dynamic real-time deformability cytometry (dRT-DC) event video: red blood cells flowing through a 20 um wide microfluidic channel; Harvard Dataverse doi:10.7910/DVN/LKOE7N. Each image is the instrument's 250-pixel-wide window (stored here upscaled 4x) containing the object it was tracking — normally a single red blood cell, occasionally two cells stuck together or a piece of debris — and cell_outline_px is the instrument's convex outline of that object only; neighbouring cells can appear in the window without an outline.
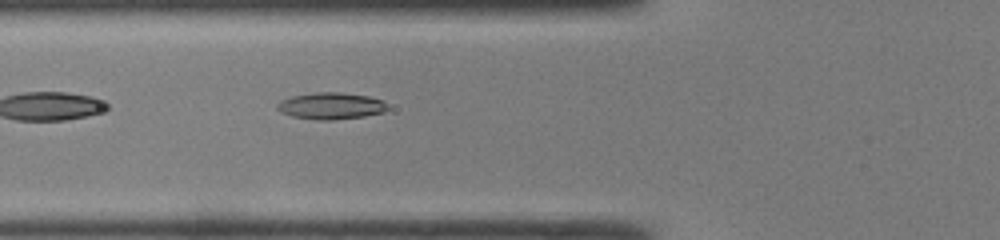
{"species": "common noctule bat (a hibernating species)", "species_latin": "Nyctalus noctula", "temperature_condition": "room temperature", "stored_images_in_passage": 30, "camera_frame_rate_fps": 3000, "um_per_image_px": 0.085, "animal": {"sex": "male", "body_mass_g": 19.0, "forearm_length_mm": 50.8}, "frame": {"image": 1, "passage_image": 3, "time_ms": 0.667, "image_size_px": [1000, 240], "cell_outline_px": [[388, 108], [384, 112], [364, 116], [336, 120], [316, 120], [292, 116], [280, 112], [276, 108], [276, 104], [280, 100], [292, 96], [316, 92], [340, 92], [368, 96], [384, 100], [388, 104]], "centroid_in_image_um": [28.13, 9.0], "position_along_channel_um": 97.7, "area_um2": 17.4}}
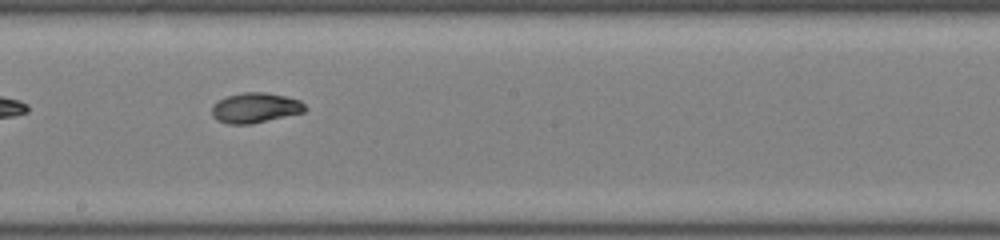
{"frame": {"image": 2, "passage_image": 12, "time_ms": 3.667, "image_size_px": [1000, 240], "cell_outline_px": [[308, 108], [304, 112], [252, 124], [228, 124], [216, 120], [212, 116], [212, 104], [228, 96], [244, 92], [264, 92], [284, 96], [300, 100]], "centroid_in_image_um": [21.69, 9.17], "position_along_channel_um": 226.5, "area_um2": 16.36}}
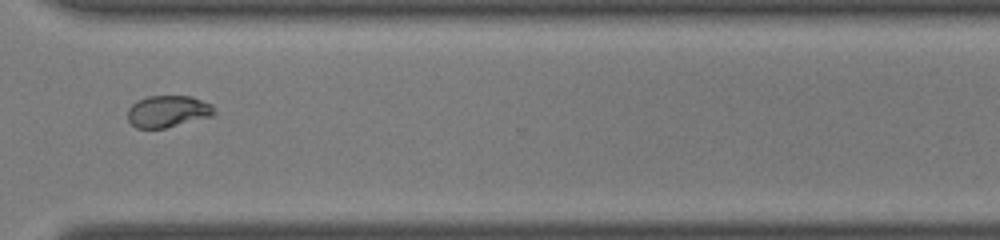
{"frame": {"image": 3, "passage_image": 21, "time_ms": 6.667, "image_size_px": [1000, 240], "cell_outline_px": [[216, 112], [212, 116], [164, 128], [136, 128], [128, 120], [128, 108], [136, 100], [148, 96], [192, 96], [212, 104]], "centroid_in_image_um": [14.27, 9.45], "position_along_channel_um": 356.3, "area_um2": 16.07}, "authors_computed_cell_mechanics": {"area_um2": 16.3285, "velocity_mm_per_s": 4.3025, "shape_relaxation_time_tau1_ms": 3.4401, "shape_relaxation_time_tau2_ms": 2.4524, "deformation_change_tau1": 0.1591, "deformation_change_tau2": 0.0447}}